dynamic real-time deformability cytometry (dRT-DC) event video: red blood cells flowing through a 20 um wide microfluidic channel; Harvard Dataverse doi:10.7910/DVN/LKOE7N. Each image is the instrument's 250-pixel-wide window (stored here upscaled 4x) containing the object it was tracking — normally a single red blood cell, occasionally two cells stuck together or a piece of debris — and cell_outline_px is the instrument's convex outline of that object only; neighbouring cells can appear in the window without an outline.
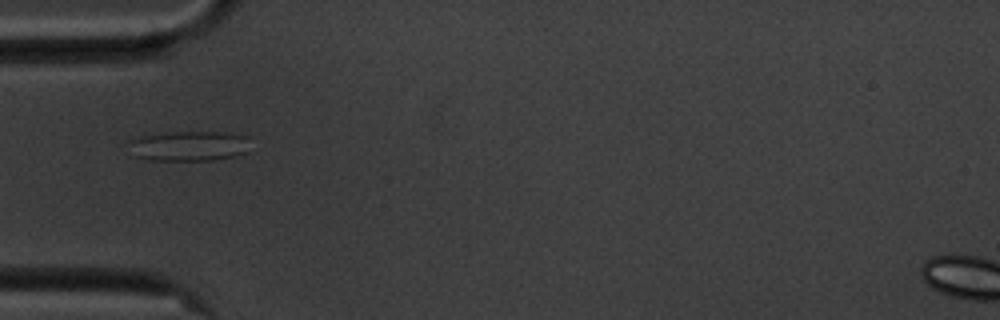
{"species": "common noctule bat (a hibernating species)", "species_latin": "Nyctalus noctula", "temperature_condition": "cold", "stored_images_in_passage": 17, "camera_frame_rate_fps": 3000, "um_per_image_px": 0.085, "animal": {"sex": "male", "body_mass_g": 20.1, "forearm_length_mm": 53.5}, "frame": {"image": 1, "passage_image": 1, "time_ms": 0.0, "image_size_px": [1000, 320], "cell_outline_px": [[248, 152], [236, 156], [212, 160], [148, 160], [132, 156], [128, 140], [140, 136], [168, 132], [224, 132], [248, 136]], "centroid_in_image_um": [16.04, 12.41], "position_along_channel_um": 69.0, "area_um2": 21.56}}
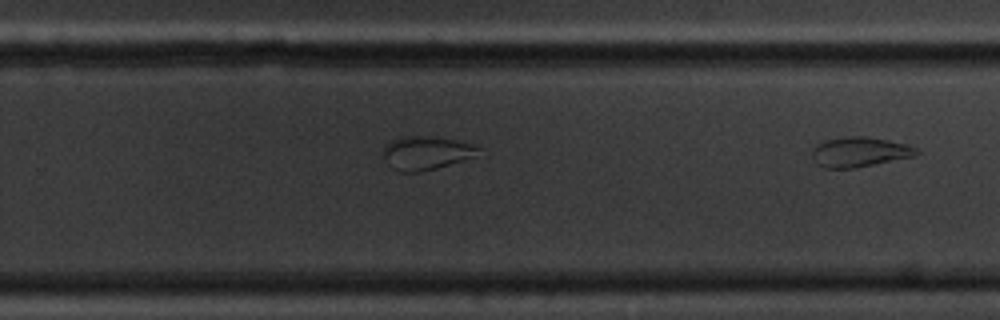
{"frame": {"image": 2, "passage_image": 17, "time_ms": 5.333, "image_size_px": [1000, 320], "cell_outline_px": [[920, 152], [916, 156], [856, 168], [824, 168], [816, 164], [812, 156], [812, 148], [816, 144], [824, 140], [844, 136], [864, 136], [888, 140], [904, 144], [916, 148]], "centroid_in_image_um": [73.03, 12.92], "position_along_channel_um": 256.8, "area_um2": 18.38}}